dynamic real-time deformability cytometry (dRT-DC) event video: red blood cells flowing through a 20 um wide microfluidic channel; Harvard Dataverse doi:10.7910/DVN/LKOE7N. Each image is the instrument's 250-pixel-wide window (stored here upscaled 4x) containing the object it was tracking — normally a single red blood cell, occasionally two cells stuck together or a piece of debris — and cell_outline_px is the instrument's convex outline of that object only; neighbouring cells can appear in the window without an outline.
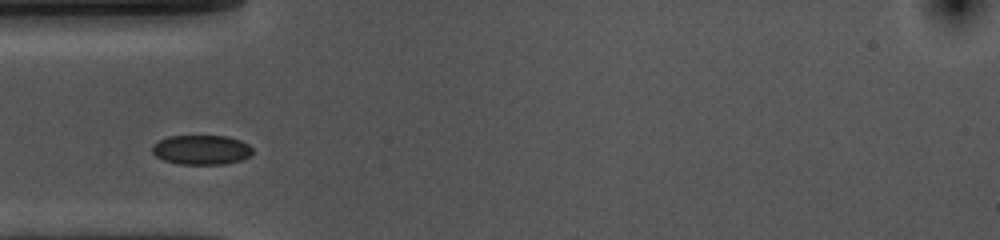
{"species": "common noctule bat (a hibernating species)", "species_latin": "Nyctalus noctula", "temperature_condition": "cold", "stored_images_in_passage": 24, "camera_frame_rate_fps": 3000, "um_per_image_px": 0.085, "animal": {"sex": "female", "body_mass_g": 10.0, "forearm_length_mm": 53.1}, "frame": {"image": 1, "passage_image": 4, "time_ms": 1.0, "image_size_px": [1000, 240], "cell_outline_px": [[252, 152], [248, 156], [240, 160], [224, 164], [180, 164], [164, 160], [156, 156], [152, 152], [152, 144], [168, 136], [228, 136], [240, 140], [248, 144], [252, 148]], "centroid_in_image_um": [17.1, 12.73], "position_along_channel_um": 67.9, "area_um2": 17.22}}
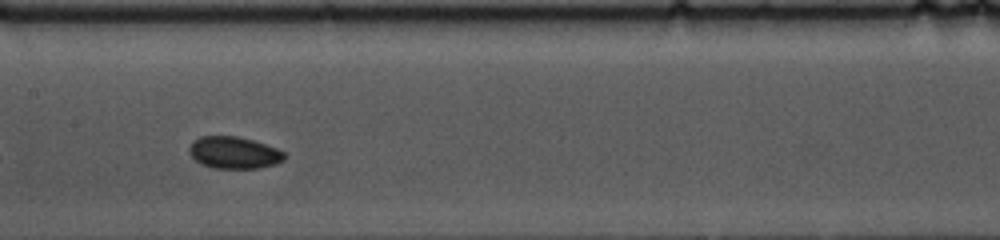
{"frame": {"image": 2, "passage_image": 14, "time_ms": 4.333, "image_size_px": [1000, 240], "cell_outline_px": [[284, 160], [276, 164], [260, 168], [212, 168], [200, 164], [188, 152], [188, 148], [192, 140], [200, 136], [236, 136], [252, 140], [276, 148], [284, 152]], "centroid_in_image_um": [19.85, 12.98], "position_along_channel_um": 187.6, "area_um2": 17.8}}
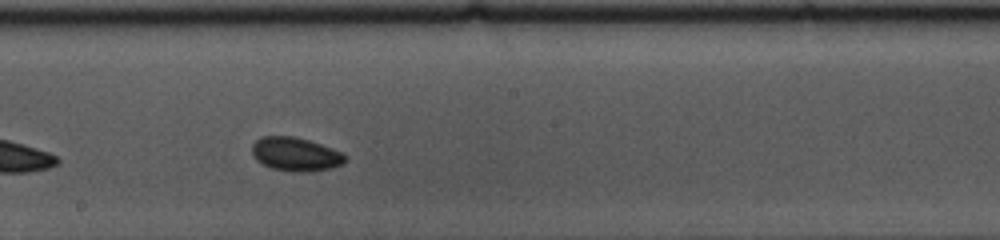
{"frame": {"image": 3, "passage_image": 17, "time_ms": 5.333, "image_size_px": [1000, 240], "cell_outline_px": [[348, 156], [344, 164], [332, 168], [304, 172], [296, 172], [272, 168], [256, 160], [252, 156], [252, 144], [256, 140], [264, 136], [292, 136], [308, 140], [344, 152]], "centroid_in_image_um": [25.16, 13.11], "position_along_channel_um": 223.0, "area_um2": 18.38}}